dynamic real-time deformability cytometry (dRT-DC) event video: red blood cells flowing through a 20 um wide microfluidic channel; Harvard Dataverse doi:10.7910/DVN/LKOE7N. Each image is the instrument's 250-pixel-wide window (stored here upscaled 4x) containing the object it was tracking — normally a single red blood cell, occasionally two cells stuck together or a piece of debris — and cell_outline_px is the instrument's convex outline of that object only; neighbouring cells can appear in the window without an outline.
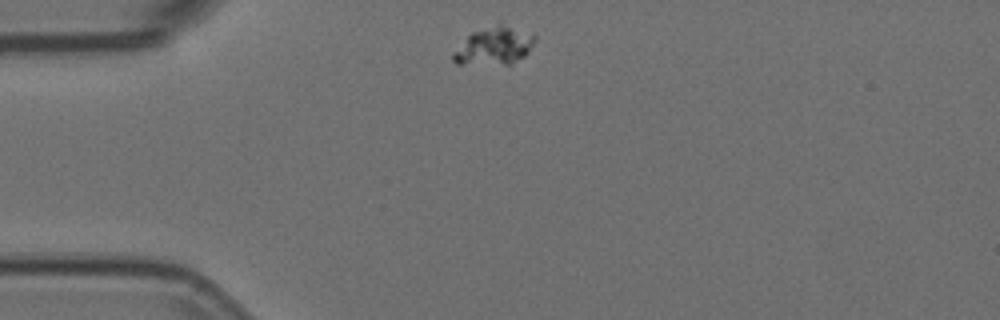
{"species": "Egyptian fruit bat (a non-hibernating species)", "species_latin": "Rousettus aegyptiacus", "temperature_condition": "room temperature", "stored_images_in_passage": 44, "camera_frame_rate_fps": 3000, "um_per_image_px": 0.085, "animal": {"sex": "female"}, "frame": {"image": 1, "passage_image": 1, "time_ms": 0.0, "image_size_px": [1000, 320], "cell_outline_px": [[536, 40], [528, 52], [524, 56], [512, 64], [456, 64], [452, 60], [452, 52], [472, 32], [500, 20], [536, 36]], "centroid_in_image_um": [42.01, 3.86], "position_along_channel_um": 43.0, "area_um2": 18.5}}
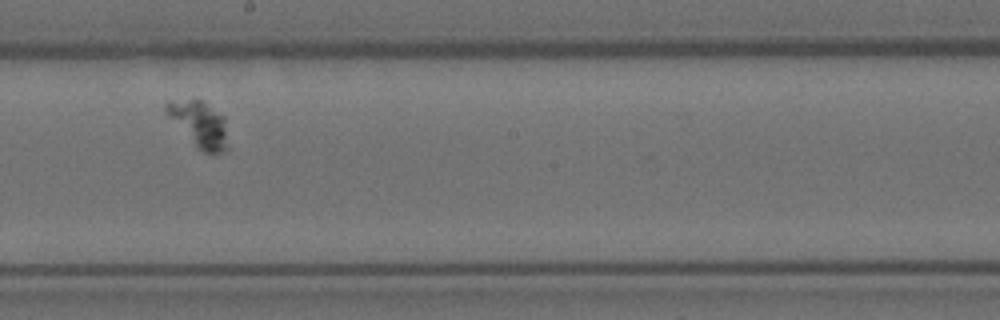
{"frame": {"image": 2, "passage_image": 19, "time_ms": 6.0, "image_size_px": [1000, 320], "cell_outline_px": [[228, 148], [224, 152], [204, 152], [196, 148], [164, 112], [164, 104], [168, 100], [200, 100], [224, 116]], "centroid_in_image_um": [16.91, 10.55], "position_along_channel_um": 231.3, "area_um2": 16.42}}
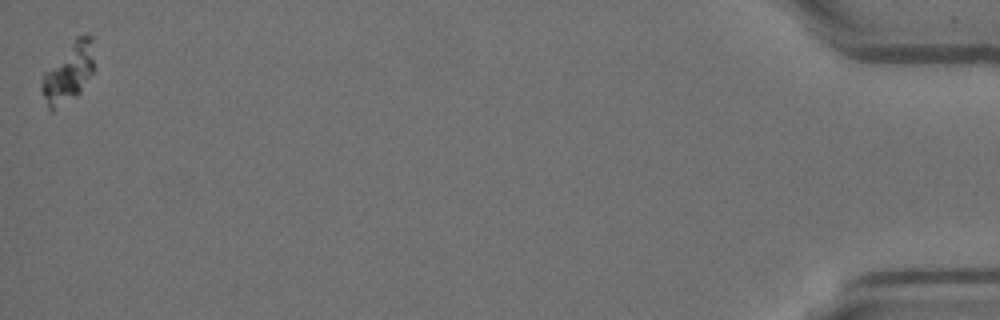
{"frame": {"image": 3, "passage_image": 44, "time_ms": 14.333, "image_size_px": [1000, 320], "cell_outline_px": [[96, 68], [80, 92], [76, 96], [52, 112], [48, 108], [40, 92], [40, 84], [44, 72], [76, 36], [92, 36]], "centroid_in_image_um": [5.83, 6.19], "position_along_channel_um": 429.4, "area_um2": 18.55}}